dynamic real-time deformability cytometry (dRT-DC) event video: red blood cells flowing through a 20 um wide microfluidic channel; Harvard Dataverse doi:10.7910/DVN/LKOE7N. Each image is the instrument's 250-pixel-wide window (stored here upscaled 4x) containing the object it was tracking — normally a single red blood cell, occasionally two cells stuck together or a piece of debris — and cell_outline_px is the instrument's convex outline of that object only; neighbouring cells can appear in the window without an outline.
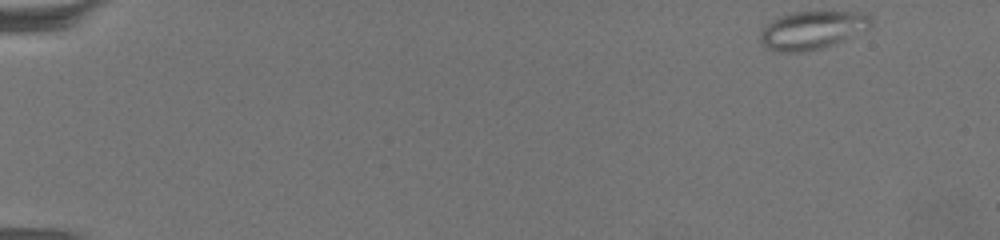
{"species": "common noctule bat (a hibernating species)", "species_latin": "Nyctalus noctula", "temperature_condition": "warm", "stored_images_in_passage": 61, "camera_frame_rate_fps": 3000, "um_per_image_px": 0.085, "animal": {"sex": "female", "body_mass_g": 19.5, "forearm_length_mm": 54.1}, "frame": {"image": 1, "passage_image": 1, "time_ms": 0.0, "image_size_px": [1000, 240], "cell_outline_px": [[872, 24], [868, 28], [844, 40], [820, 48], [804, 52], [776, 52], [764, 48], [760, 44], [760, 32], [772, 20], [780, 16], [792, 12], [868, 12], [872, 16]], "centroid_in_image_um": [69.02, 2.56], "position_along_channel_um": 16.0, "area_um2": 24.74}}
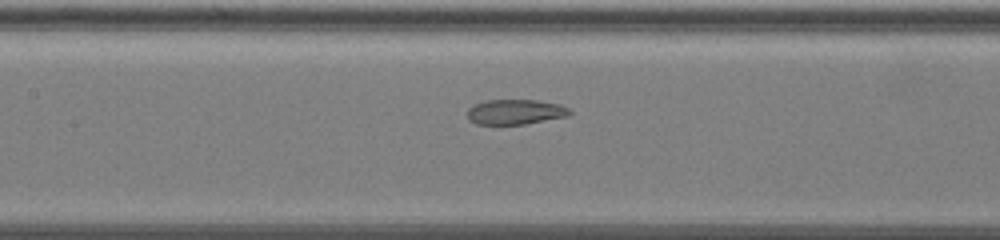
{"frame": {"image": 2, "passage_image": 29, "time_ms": 9.333, "image_size_px": [1000, 240], "cell_outline_px": [[572, 112], [568, 116], [524, 124], [476, 124], [468, 120], [468, 108], [472, 104], [488, 100], [536, 100], [560, 104], [568, 108]], "centroid_in_image_um": [43.78, 9.51], "position_along_channel_um": 163.6, "area_um2": 14.97}}
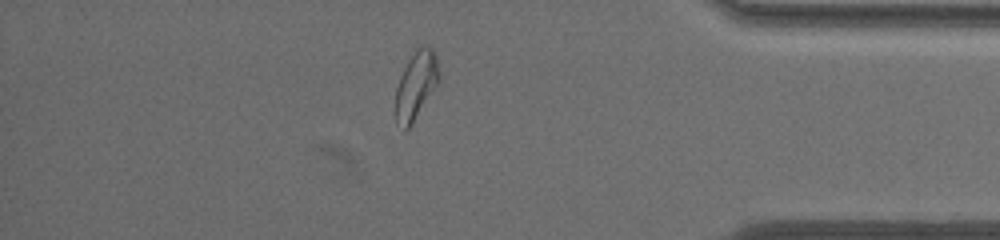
{"frame": {"image": 3, "passage_image": 53, "time_ms": 17.333, "image_size_px": [1000, 240], "cell_outline_px": [[440, 80], [412, 124], [404, 132], [396, 124], [396, 88], [400, 76], [408, 60], [416, 48], [428, 44], [432, 48], [436, 56], [440, 72]], "centroid_in_image_um": [35.37, 7.25], "position_along_channel_um": 399.8, "area_um2": 17.34}, "authors_computed_cell_mechanics": {"area_um2": 17.9758, "velocity_mm_per_s": 3.2598, "shape_relaxation_time_tau1_ms": null, "shape_relaxation_time_tau2_ms": 2.6377, "deformation_change_tau1": null, "deformation_change_tau2": 0.0908}}